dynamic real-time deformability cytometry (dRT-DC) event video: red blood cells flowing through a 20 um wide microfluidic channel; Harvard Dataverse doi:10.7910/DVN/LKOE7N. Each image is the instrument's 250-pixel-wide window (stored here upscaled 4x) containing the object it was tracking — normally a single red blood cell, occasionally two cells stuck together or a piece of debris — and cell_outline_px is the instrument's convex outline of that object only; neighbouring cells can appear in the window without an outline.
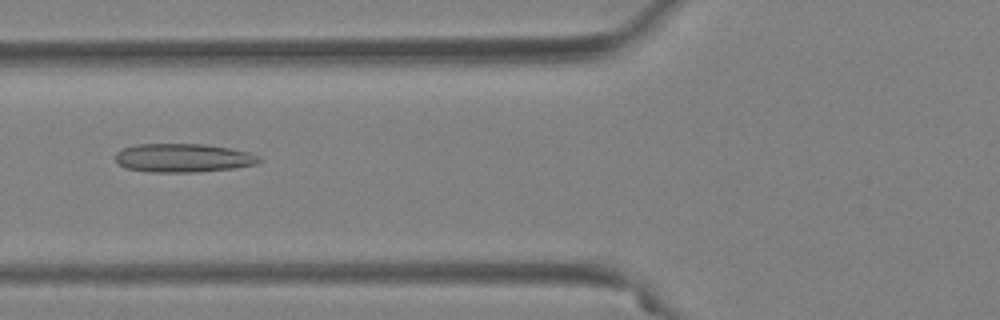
{"species": "Egyptian fruit bat (a non-hibernating species)", "species_latin": "Rousettus aegyptiacus", "temperature_condition": "warm", "stored_images_in_passage": 55, "camera_frame_rate_fps": 3000, "um_per_image_px": 0.085, "animal": {"sex": "female"}, "frame": {"image": 1, "passage_image": 22, "time_ms": 7.0, "image_size_px": [1000, 320], "cell_outline_px": [[264, 160], [256, 164], [232, 168], [196, 172], [148, 172], [124, 168], [116, 160], [116, 152], [124, 148], [136, 144], [204, 144], [228, 148], [248, 152], [260, 156]], "centroid_in_image_um": [15.57, 13.42], "position_along_channel_um": 110.2, "area_um2": 23.99}}
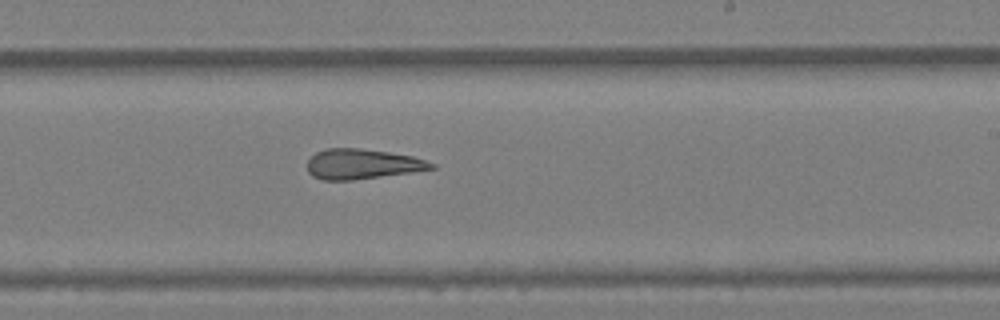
{"frame": {"image": 2, "passage_image": 34, "time_ms": 11.0, "image_size_px": [1000, 320], "cell_outline_px": [[436, 168], [412, 172], [352, 180], [324, 180], [312, 176], [308, 172], [308, 160], [316, 152], [328, 148], [360, 148], [388, 152], [412, 156], [436, 164]], "centroid_in_image_um": [30.78, 13.94], "position_along_channel_um": 258.2, "area_um2": 21.62}}
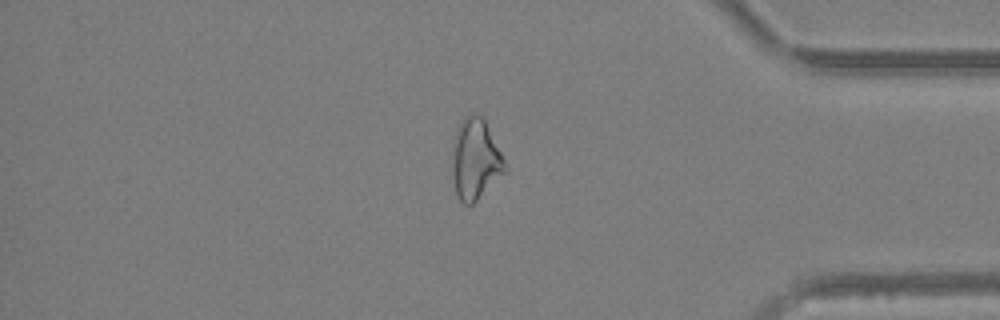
{"frame": {"image": 3, "passage_image": 47, "time_ms": 15.333, "image_size_px": [1000, 320], "cell_outline_px": [[508, 172], [472, 204], [464, 204], [456, 196], [452, 176], [452, 144], [456, 128], [464, 116], [472, 112], [480, 116], [484, 120], [508, 168]], "centroid_in_image_um": [40.39, 13.56], "position_along_channel_um": 394.8, "area_um2": 25.09}, "authors_computed_cell_mechanics": {"area_um2": 25.0852, "velocity_mm_per_s": 3.7084, "shape_relaxation_time_tau1_ms": null, "shape_relaxation_time_tau2_ms": 3.0848, "deformation_change_tau1": null, "deformation_change_tau2": 0.1454}}